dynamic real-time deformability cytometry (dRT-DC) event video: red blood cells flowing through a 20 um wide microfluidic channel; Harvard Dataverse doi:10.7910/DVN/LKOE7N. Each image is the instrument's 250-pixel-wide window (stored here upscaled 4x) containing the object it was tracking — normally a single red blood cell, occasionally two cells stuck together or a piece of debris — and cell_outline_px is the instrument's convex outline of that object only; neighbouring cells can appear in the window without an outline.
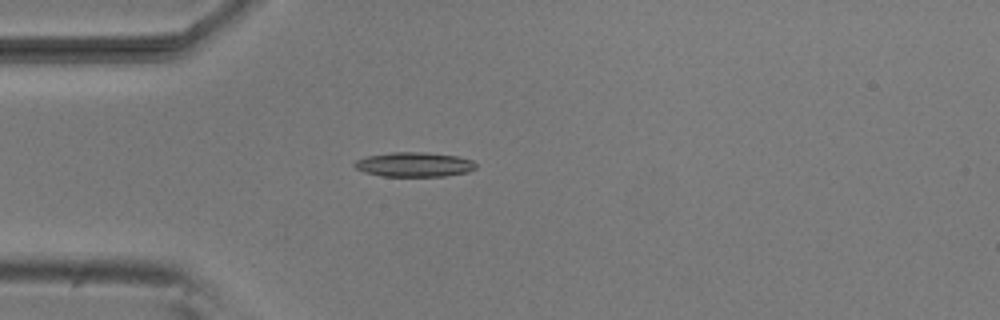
{"species": "common noctule bat (a hibernating species)", "species_latin": "Nyctalus noctula", "temperature_condition": "room temperature", "stored_images_in_passage": 49, "camera_frame_rate_fps": 3000, "um_per_image_px": 0.085, "animal": {"sex": "male", "body_mass_g": 20.5, "forearm_length_mm": 52.5}, "frame": {"image": 1, "passage_image": 14, "time_ms": 4.333, "image_size_px": [1000, 320], "cell_outline_px": [[476, 168], [468, 172], [444, 176], [380, 176], [364, 172], [356, 168], [352, 164], [356, 160], [368, 156], [392, 152], [424, 152], [456, 156], [472, 160], [476, 164]], "centroid_in_image_um": [35.2, 13.98], "position_along_channel_um": 49.8, "area_um2": 17.34}}
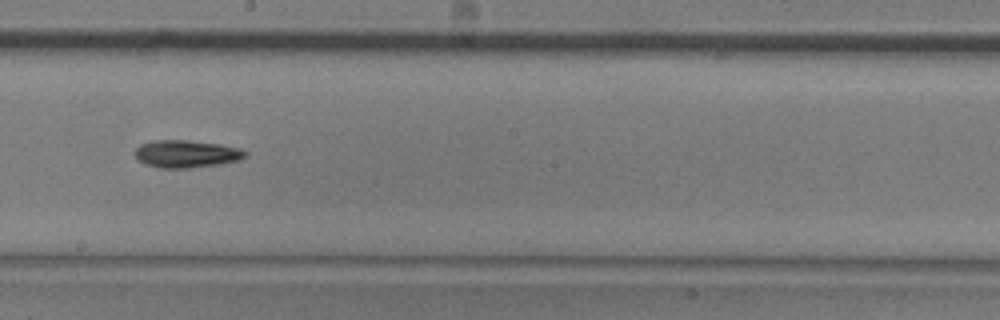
{"frame": {"image": 2, "passage_image": 29, "time_ms": 9.333, "image_size_px": [1000, 320], "cell_outline_px": [[248, 156], [240, 160], [220, 164], [188, 168], [156, 168], [144, 164], [136, 160], [132, 152], [140, 144], [152, 140], [188, 140], [220, 144], [240, 148], [248, 152]], "centroid_in_image_um": [15.8, 13.08], "position_along_channel_um": 232.4, "area_um2": 18.15}}
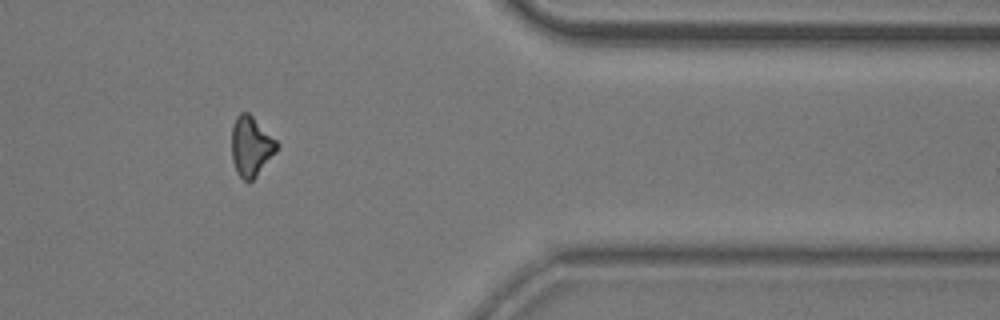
{"frame": {"image": 3, "passage_image": 43, "time_ms": 14.0, "image_size_px": [1000, 320], "cell_outline_px": [[280, 148], [256, 176], [252, 180], [244, 180], [236, 172], [232, 160], [232, 128], [236, 116], [240, 112], [248, 112], [280, 144]], "centroid_in_image_um": [21.35, 12.43], "position_along_channel_um": 390.0, "area_um2": 15.72}, "authors_computed_cell_mechanics": {"area_um2": 16.5886, "velocity_mm_per_s": 3.8299, "shape_relaxation_time_tau1_ms": 2.3593, "shape_relaxation_time_tau2_ms": null, "deformation_change_tau1": 0.1247, "deformation_change_tau2": null}}